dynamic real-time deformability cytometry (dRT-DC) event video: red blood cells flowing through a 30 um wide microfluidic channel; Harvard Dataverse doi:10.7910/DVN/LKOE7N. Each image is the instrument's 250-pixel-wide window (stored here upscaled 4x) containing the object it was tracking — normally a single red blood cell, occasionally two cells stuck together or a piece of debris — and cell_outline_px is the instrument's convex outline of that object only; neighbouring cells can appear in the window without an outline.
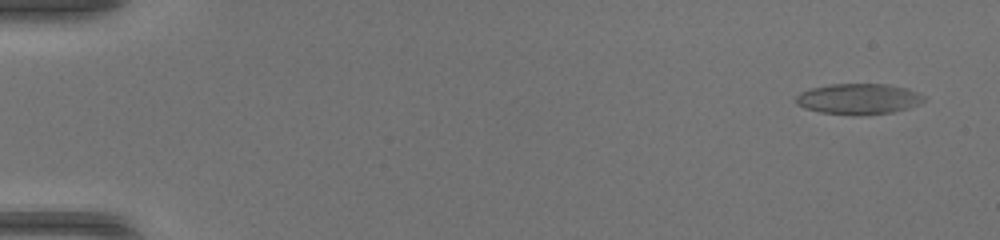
{"species": "common noctule bat (a hibernating species)", "species_latin": "Nyctalus noctula", "temperature_condition": "warm", "stored_images_in_passage": 50, "camera_frame_rate_fps": 3000, "um_per_image_px": 0.085, "animal": {"sex": "female", "body_mass_g": 17.0, "forearm_length_mm": 48.0}, "frame": {"image": 1, "passage_image": 3, "time_ms": 0.667, "image_size_px": [1000, 240], "cell_outline_px": [[928, 96], [920, 104], [908, 108], [892, 112], [856, 116], [852, 116], [820, 112], [804, 108], [796, 104], [796, 96], [800, 92], [808, 88], [828, 84], [888, 84], [908, 88], [920, 92]], "centroid_in_image_um": [73.0, 8.41], "position_along_channel_um": 12.0, "area_um2": 23.47}}
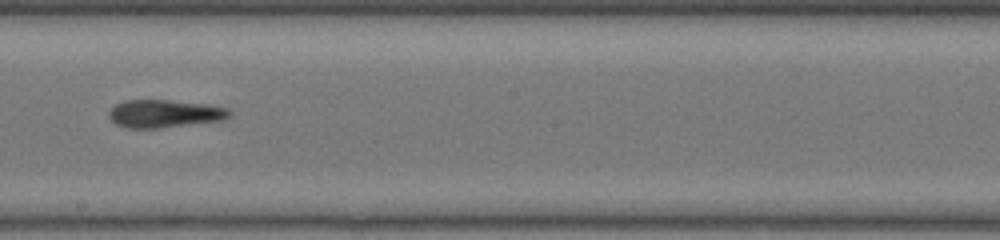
{"frame": {"image": 2, "passage_image": 30, "time_ms": 9.667, "image_size_px": [1000, 240], "cell_outline_px": [[232, 112], [228, 116], [220, 120], [160, 128], [124, 128], [116, 124], [108, 116], [108, 112], [116, 104], [124, 100], [168, 100], [208, 104], [228, 108]], "centroid_in_image_um": [13.94, 9.65], "position_along_channel_um": 234.3, "area_um2": 19.48}}
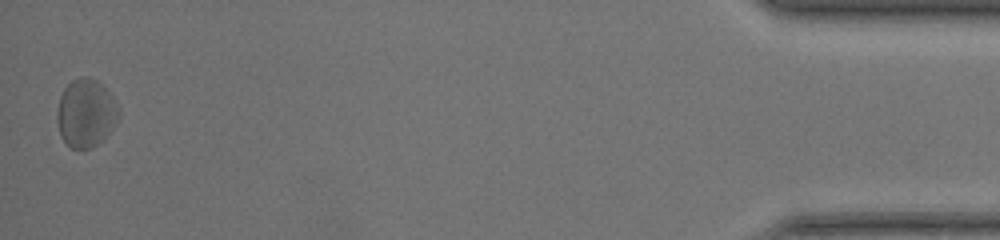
{"frame": {"image": 3, "passage_image": 50, "time_ms": 16.333, "image_size_px": [1000, 240], "cell_outline_px": [[120, 116], [112, 128], [92, 148], [72, 148], [60, 136], [56, 120], [56, 112], [60, 96], [64, 88], [72, 80], [80, 76], [84, 76], [96, 80], [112, 96], [120, 108]], "centroid_in_image_um": [7.28, 9.6], "position_along_channel_um": 427.9, "area_um2": 24.33}, "authors_computed_cell_mechanics": {"area_um2": 21.7039, "velocity_mm_per_s": 4.214, "shape_relaxation_time_tau1_ms": 9.4879, "shape_relaxation_time_tau2_ms": 4.0105, "deformation_change_tau1": 0.1652, "deformation_change_tau2": 0.1703}}